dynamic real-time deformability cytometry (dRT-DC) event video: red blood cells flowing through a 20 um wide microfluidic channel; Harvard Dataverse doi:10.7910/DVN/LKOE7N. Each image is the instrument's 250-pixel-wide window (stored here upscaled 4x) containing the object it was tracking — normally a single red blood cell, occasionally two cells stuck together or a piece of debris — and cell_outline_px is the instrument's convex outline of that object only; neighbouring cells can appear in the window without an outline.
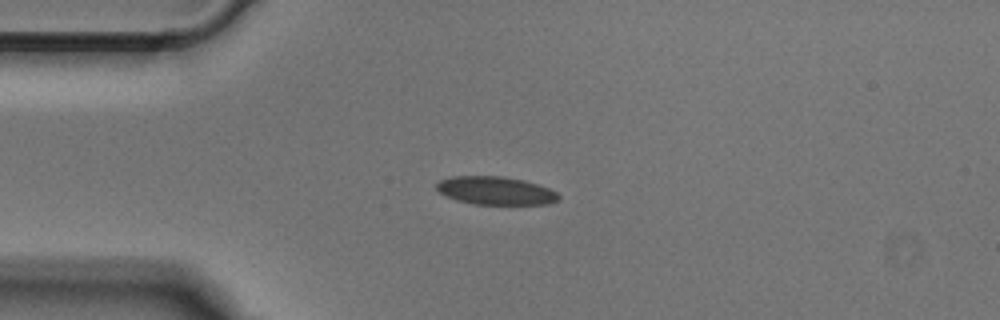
{"species": "Egyptian fruit bat (a non-hibernating species)", "species_latin": "Rousettus aegyptiacus", "temperature_condition": "cold", "stored_images_in_passage": 39, "camera_frame_rate_fps": 3000, "um_per_image_px": 0.085, "animal": {"sex": "male"}, "frame": {"image": 1, "passage_image": 1, "time_ms": 0.0, "image_size_px": [1000, 320], "cell_outline_px": [[560, 200], [548, 204], [476, 204], [456, 200], [440, 192], [436, 188], [436, 184], [440, 180], [452, 176], [500, 176], [524, 180], [548, 188], [556, 192], [560, 196]], "centroid_in_image_um": [42.14, 16.2], "position_along_channel_um": 42.9, "area_um2": 19.88}}
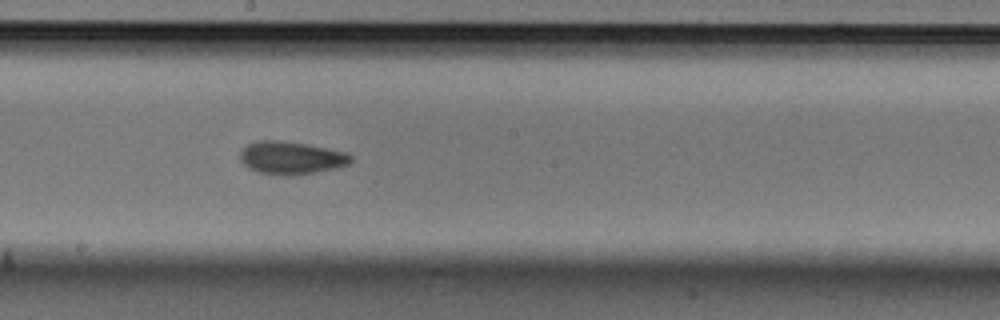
{"frame": {"image": 2, "passage_image": 16, "time_ms": 5.0, "image_size_px": [1000, 320], "cell_outline_px": [[352, 160], [348, 164], [336, 168], [316, 172], [288, 176], [280, 176], [260, 172], [248, 168], [240, 160], [240, 152], [248, 144], [260, 140], [284, 140], [308, 144], [348, 152], [352, 156]], "centroid_in_image_um": [24.77, 13.41], "position_along_channel_um": 223.4, "area_um2": 21.39}}
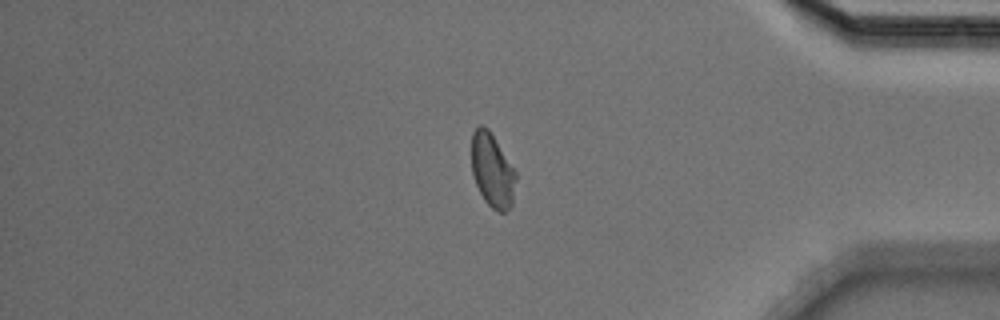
{"frame": {"image": 3, "passage_image": 31, "time_ms": 10.0, "image_size_px": [1000, 320], "cell_outline_px": [[516, 180], [512, 204], [504, 212], [496, 212], [484, 200], [476, 184], [472, 172], [472, 132], [480, 124], [488, 128], [516, 172]], "centroid_in_image_um": [41.84, 14.49], "position_along_channel_um": 393.4, "area_um2": 18.9}}